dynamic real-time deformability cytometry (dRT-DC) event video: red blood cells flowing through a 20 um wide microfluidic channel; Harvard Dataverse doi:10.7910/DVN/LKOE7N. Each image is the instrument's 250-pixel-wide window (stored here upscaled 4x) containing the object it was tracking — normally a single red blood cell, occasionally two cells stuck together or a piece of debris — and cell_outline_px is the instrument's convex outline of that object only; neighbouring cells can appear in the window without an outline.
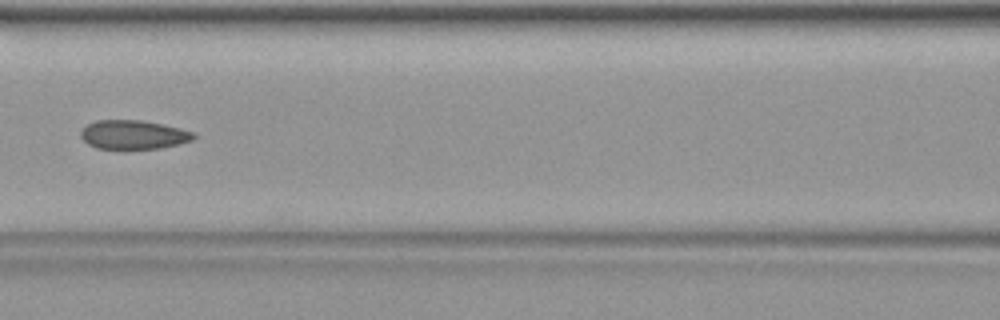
{"species": "common noctule bat (a hibernating species)", "species_latin": "Nyctalus noctula", "temperature_condition": "warm", "stored_images_in_passage": 22, "camera_frame_rate_fps": 3000, "um_per_image_px": 0.085, "animal": {"sex": "female", "body_mass_g": 19.9}, "frame": {"image": 1, "passage_image": 10, "time_ms": 3.0, "image_size_px": [1000, 320], "cell_outline_px": [[196, 136], [192, 140], [180, 144], [160, 148], [124, 152], [96, 148], [88, 144], [80, 136], [80, 132], [88, 124], [96, 120], [140, 120], [180, 128], [196, 132]], "centroid_in_image_um": [11.33, 11.5], "position_along_channel_um": 155.3, "area_um2": 19.83}}